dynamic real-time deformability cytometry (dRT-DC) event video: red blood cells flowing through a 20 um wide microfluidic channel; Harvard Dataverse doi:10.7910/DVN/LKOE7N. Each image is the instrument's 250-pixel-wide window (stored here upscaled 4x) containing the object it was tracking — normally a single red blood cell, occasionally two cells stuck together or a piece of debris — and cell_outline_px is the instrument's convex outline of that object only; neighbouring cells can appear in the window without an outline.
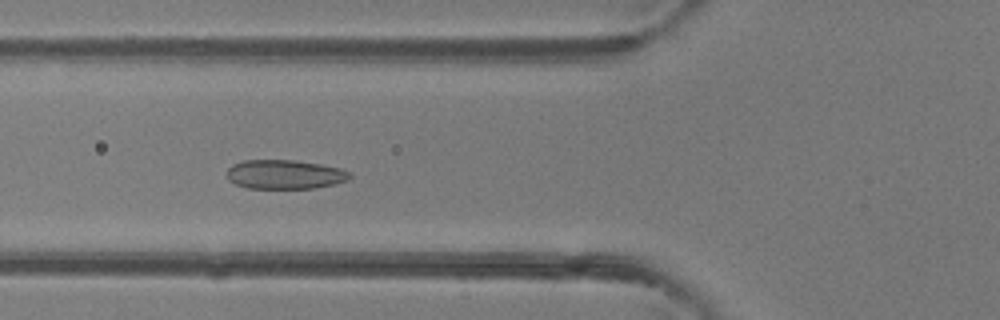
{"species": "common noctule bat (a hibernating species)", "species_latin": "Nyctalus noctula", "temperature_condition": "room temperature", "stored_images_in_passage": 43, "camera_frame_rate_fps": 3000, "um_per_image_px": 0.085, "animal": {"sex": "female"}, "frame": {"image": 1, "passage_image": 13, "time_ms": 4.0, "image_size_px": [1000, 320], "cell_outline_px": [[352, 176], [348, 180], [336, 184], [312, 188], [248, 188], [236, 184], [228, 180], [224, 172], [232, 164], [244, 160], [292, 160], [320, 164], [340, 168], [352, 172]], "centroid_in_image_um": [24.19, 14.82], "position_along_channel_um": 101.6, "area_um2": 21.1}}
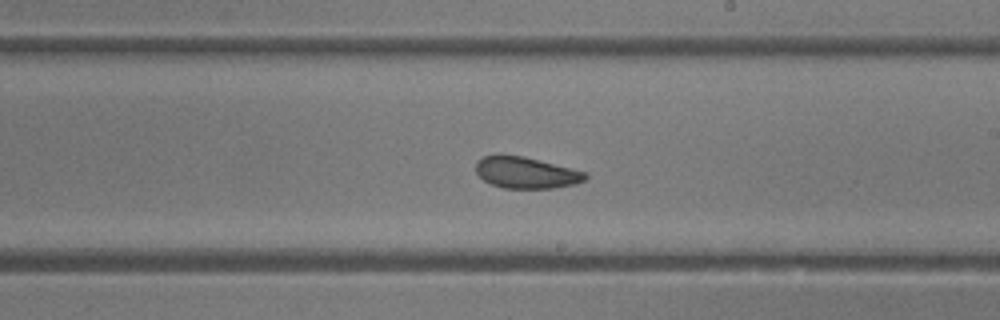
{"frame": {"image": 2, "passage_image": 23, "time_ms": 7.333, "image_size_px": [1000, 320], "cell_outline_px": [[588, 176], [584, 180], [576, 184], [552, 188], [504, 188], [492, 184], [484, 180], [476, 172], [476, 160], [484, 156], [524, 156], [588, 172]], "centroid_in_image_um": [44.75, 14.68], "position_along_channel_um": 244.2, "area_um2": 19.88}}
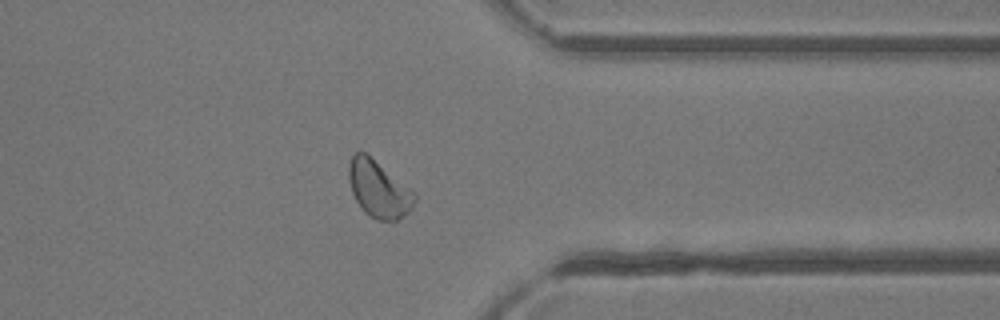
{"frame": {"image": 3, "passage_image": 33, "time_ms": 10.667, "image_size_px": [1000, 320], "cell_outline_px": [[416, 200], [412, 208], [404, 216], [396, 220], [376, 220], [364, 212], [360, 208], [352, 192], [348, 176], [348, 164], [352, 156], [356, 152], [364, 152], [416, 192]], "centroid_in_image_um": [32.19, 16.09], "position_along_channel_um": 379.2, "area_um2": 21.73}, "authors_computed_cell_mechanics": {"area_um2": 21.3282, "velocity_mm_per_s": 4.2746, "shape_relaxation_time_tau1_ms": 2.6713, "shape_relaxation_time_tau2_ms": 0.4138, "deformation_change_tau1": 0.0805, "deformation_change_tau2": 0.0456}}